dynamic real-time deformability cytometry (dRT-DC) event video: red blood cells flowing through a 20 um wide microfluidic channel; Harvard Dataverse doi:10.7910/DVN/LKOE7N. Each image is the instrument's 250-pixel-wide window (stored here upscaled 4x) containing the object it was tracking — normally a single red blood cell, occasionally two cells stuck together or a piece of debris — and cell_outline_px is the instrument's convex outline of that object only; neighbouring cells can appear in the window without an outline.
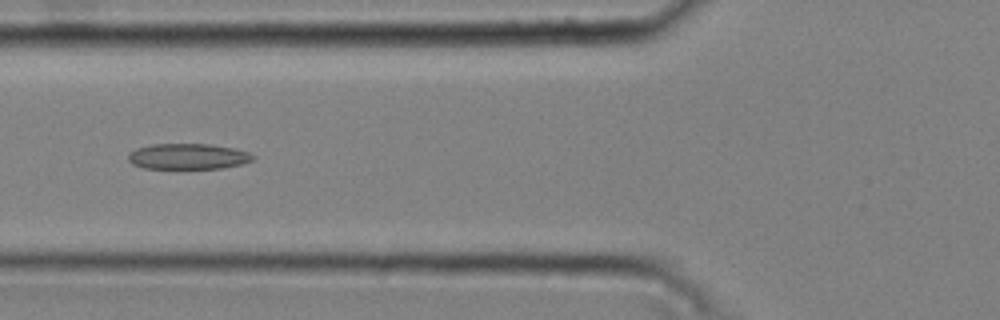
{"species": "common noctule bat (a hibernating species)", "species_latin": "Nyctalus noctula", "temperature_condition": "cold", "stored_images_in_passage": 38, "camera_frame_rate_fps": 3000, "um_per_image_px": 0.085, "animal": {"sex": "male", "body_mass_g": 20.4}, "frame": {"image": 1, "passage_image": 7, "time_ms": 2.0, "image_size_px": [1000, 320], "cell_outline_px": [[256, 156], [252, 160], [240, 164], [224, 168], [144, 168], [132, 164], [128, 160], [128, 152], [136, 148], [152, 144], [208, 144], [236, 148], [248, 152]], "centroid_in_image_um": [15.96, 13.29], "position_along_channel_um": 109.8, "area_um2": 18.73}}
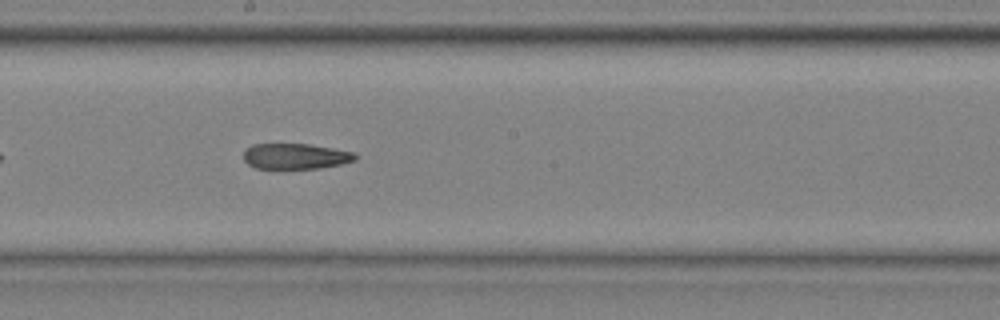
{"frame": {"image": 2, "passage_image": 16, "time_ms": 5.0, "image_size_px": [1000, 320], "cell_outline_px": [[356, 160], [340, 164], [320, 168], [256, 168], [248, 164], [244, 160], [244, 152], [252, 144], [308, 144], [356, 152]], "centroid_in_image_um": [25.13, 13.28], "position_along_channel_um": 223.1, "area_um2": 16.53}}
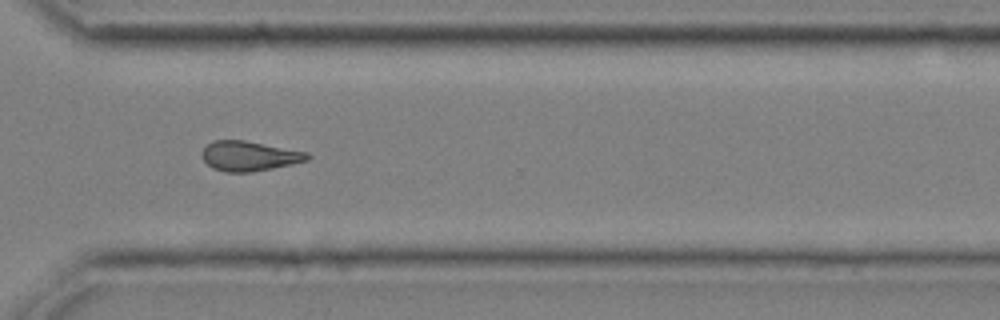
{"frame": {"image": 3, "passage_image": 26, "time_ms": 8.333, "image_size_px": [1000, 320], "cell_outline_px": [[312, 156], [308, 160], [292, 164], [252, 172], [224, 172], [212, 168], [200, 156], [200, 152], [212, 140], [244, 140], [308, 152]], "centroid_in_image_um": [21.17, 13.26], "position_along_channel_um": 349.4, "area_um2": 18.44}}